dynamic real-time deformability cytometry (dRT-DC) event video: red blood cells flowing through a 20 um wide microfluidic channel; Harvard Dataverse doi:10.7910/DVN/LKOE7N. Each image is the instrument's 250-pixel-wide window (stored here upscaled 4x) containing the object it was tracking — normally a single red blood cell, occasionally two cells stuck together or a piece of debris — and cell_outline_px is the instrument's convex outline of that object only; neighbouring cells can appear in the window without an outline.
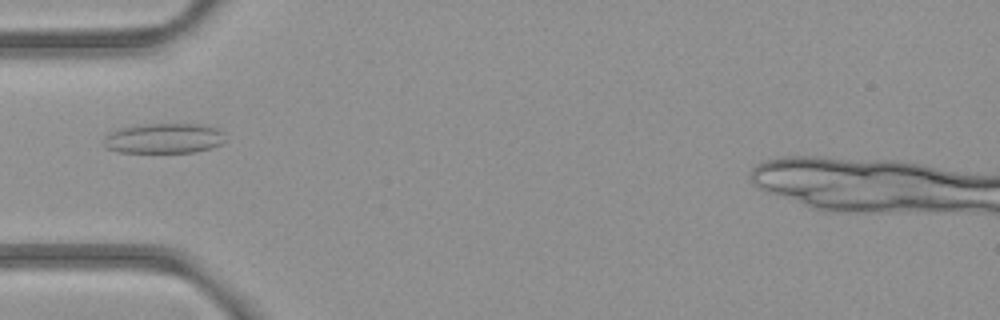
{"species": "common noctule bat (a hibernating species)", "species_latin": "Nyctalus noctula", "temperature_condition": "room temperature", "stored_images_in_passage": 4, "camera_frame_rate_fps": 3000, "um_per_image_px": 0.085, "animal": {"sex": "female", "body_mass_g": 21.9}, "frame": {"image": 1, "passage_image": 4, "time_ms": 3.333, "image_size_px": [1000, 320], "cell_outline_px": [[224, 140], [220, 144], [212, 148], [192, 152], [116, 152], [104, 148], [104, 136], [108, 132], [120, 128], [144, 124], [204, 124], [220, 128]], "centroid_in_image_um": [13.9, 11.75], "position_along_channel_um": 71.1, "area_um2": 21.5}}